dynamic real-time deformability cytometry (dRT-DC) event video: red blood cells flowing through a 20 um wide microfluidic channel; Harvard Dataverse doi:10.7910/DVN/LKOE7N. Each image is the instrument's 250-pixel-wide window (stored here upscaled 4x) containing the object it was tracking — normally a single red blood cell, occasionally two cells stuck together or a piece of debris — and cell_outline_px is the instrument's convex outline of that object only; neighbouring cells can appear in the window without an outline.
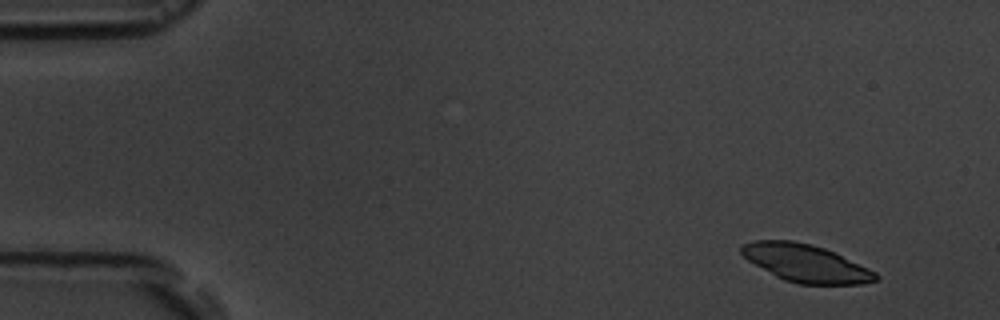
{"species": "common noctule bat (a hibernating species)", "species_latin": "Nyctalus noctula", "temperature_condition": "room temperature", "stored_images_in_passage": 9, "camera_frame_rate_fps": 3000, "um_per_image_px": 0.085, "animal": {"sex": "male", "body_mass_g": 19.5, "forearm_length_mm": 54.6}, "frame": {"image": 1, "passage_image": 2, "time_ms": 1.0, "image_size_px": [1000, 320], "cell_outline_px": [[880, 280], [864, 284], [796, 284], [784, 280], [776, 276], [748, 260], [740, 252], [740, 248], [744, 244], [752, 240], [792, 240], [812, 244], [824, 248], [868, 268], [876, 272], [880, 276]], "centroid_in_image_um": [68.51, 22.38], "position_along_channel_um": 16.5, "area_um2": 29.36}}